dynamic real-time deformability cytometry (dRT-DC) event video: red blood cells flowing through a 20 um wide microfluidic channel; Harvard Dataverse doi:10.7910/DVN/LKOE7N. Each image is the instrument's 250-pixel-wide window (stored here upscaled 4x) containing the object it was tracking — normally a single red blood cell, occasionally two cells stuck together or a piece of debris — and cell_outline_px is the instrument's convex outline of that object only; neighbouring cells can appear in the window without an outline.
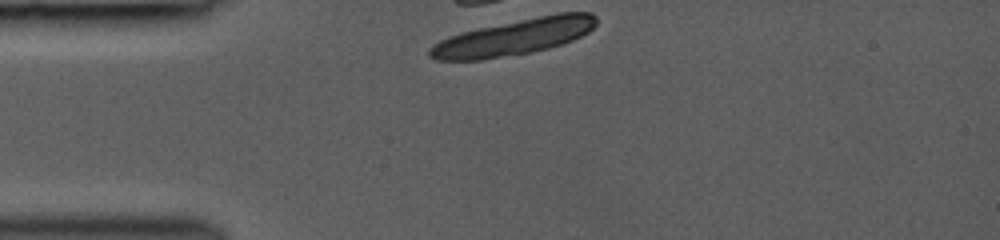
{"species": "common noctule bat (a hibernating species)", "species_latin": "Nyctalus noctula", "temperature_condition": "room temperature", "stored_images_in_passage": 2, "camera_frame_rate_fps": 3000, "um_per_image_px": 0.085, "animal": {"sex": "female", "body_mass_g": 19.0, "forearm_length_mm": 53.3}, "frame": {"image": 1, "passage_image": 1, "time_ms": 0.0, "image_size_px": [1000, 240], "cell_outline_px": [[596, 24], [588, 32], [572, 40], [548, 48], [532, 52], [480, 60], [436, 60], [428, 56], [428, 48], [432, 44], [448, 36], [460, 32], [560, 12], [592, 12], [596, 16]], "centroid_in_image_um": [43.65, 3.16], "position_along_channel_um": 41.3, "area_um2": 34.68}}